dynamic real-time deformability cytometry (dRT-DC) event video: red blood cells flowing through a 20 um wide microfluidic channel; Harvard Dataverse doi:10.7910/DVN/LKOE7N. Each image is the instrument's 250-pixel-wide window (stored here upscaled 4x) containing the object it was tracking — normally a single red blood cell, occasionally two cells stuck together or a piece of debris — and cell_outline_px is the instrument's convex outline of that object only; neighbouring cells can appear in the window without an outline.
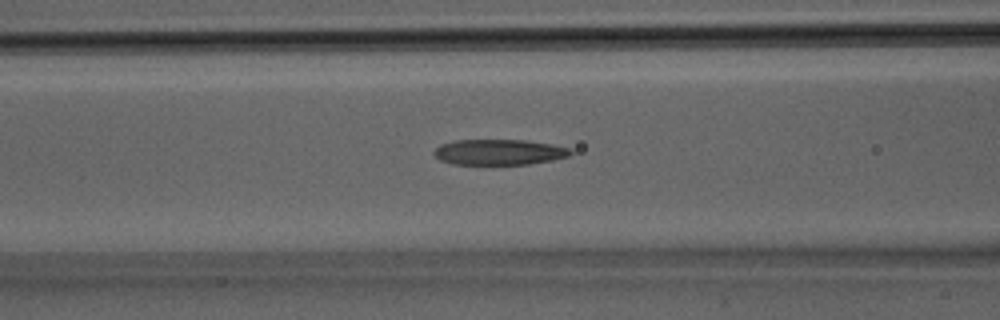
{"species": "Egyptian fruit bat (a non-hibernating species)", "species_latin": "Rousettus aegyptiacus", "temperature_condition": "room temperature", "stored_images_in_passage": 26, "camera_frame_rate_fps": 3000, "um_per_image_px": 0.085, "animal": {"sex": "male"}, "frame": {"image": 1, "passage_image": 7, "time_ms": 2.0, "image_size_px": [1000, 320], "cell_outline_px": [[572, 152], [568, 156], [552, 160], [528, 164], [452, 164], [440, 160], [432, 152], [440, 144], [456, 140], [528, 140], [552, 144], [572, 148]], "centroid_in_image_um": [42.43, 12.92], "position_along_channel_um": 124.2, "area_um2": 20.4}}
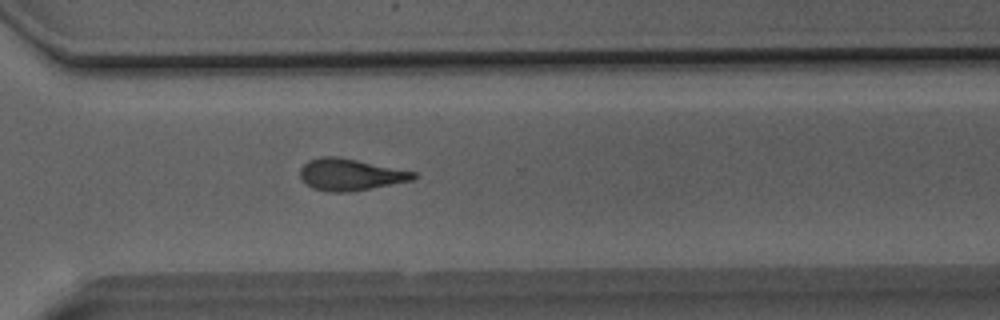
{"frame": {"image": 2, "passage_image": 17, "time_ms": 5.333, "image_size_px": [1000, 320], "cell_outline_px": [[420, 176], [412, 180], [348, 192], [328, 192], [312, 188], [304, 184], [300, 176], [300, 168], [308, 160], [320, 156], [336, 156], [416, 172]], "centroid_in_image_um": [29.73, 14.84], "position_along_channel_um": 340.9, "area_um2": 20.92}}
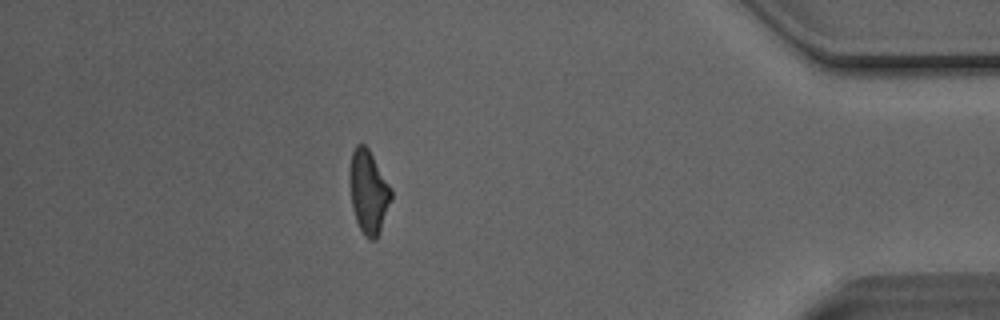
{"frame": {"image": 3, "passage_image": 22, "time_ms": 7.0, "image_size_px": [1000, 320], "cell_outline_px": [[392, 200], [380, 232], [376, 240], [368, 240], [364, 236], [356, 220], [352, 208], [348, 172], [352, 152], [356, 144], [364, 144], [368, 148], [392, 188]], "centroid_in_image_um": [31.32, 16.32], "position_along_channel_um": 403.9, "area_um2": 20.52}}